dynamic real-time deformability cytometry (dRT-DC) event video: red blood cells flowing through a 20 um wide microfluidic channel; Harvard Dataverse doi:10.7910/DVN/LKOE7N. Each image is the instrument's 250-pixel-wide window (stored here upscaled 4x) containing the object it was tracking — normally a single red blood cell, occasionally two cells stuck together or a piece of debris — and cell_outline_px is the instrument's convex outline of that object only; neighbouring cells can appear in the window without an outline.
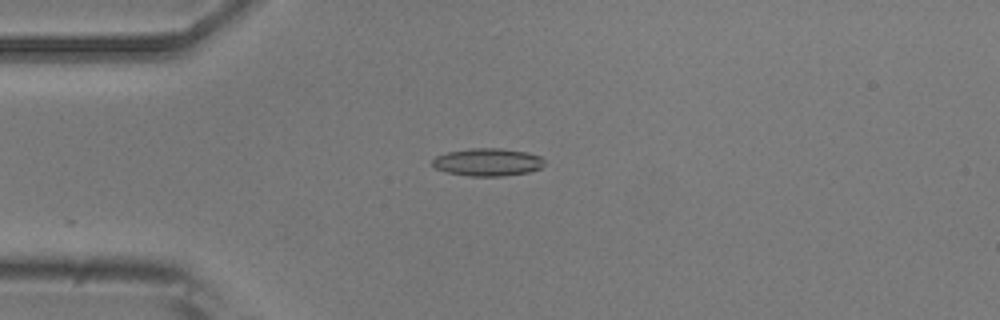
{"species": "common noctule bat (a hibernating species)", "species_latin": "Nyctalus noctula", "temperature_condition": "room temperature", "stored_images_in_passage": 5, "camera_frame_rate_fps": 3000, "um_per_image_px": 0.085, "animal": {"sex": "male", "body_mass_g": 20.5, "forearm_length_mm": 52.5}, "frame": {"image": 1, "passage_image": 3, "time_ms": 2.333, "image_size_px": [1000, 320], "cell_outline_px": [[544, 164], [540, 168], [528, 172], [504, 176], [468, 176], [448, 172], [436, 168], [432, 164], [432, 160], [436, 156], [448, 152], [472, 148], [500, 148], [528, 152], [540, 156], [544, 160]], "centroid_in_image_um": [41.47, 13.78], "position_along_channel_um": 43.5, "area_um2": 18.03}}
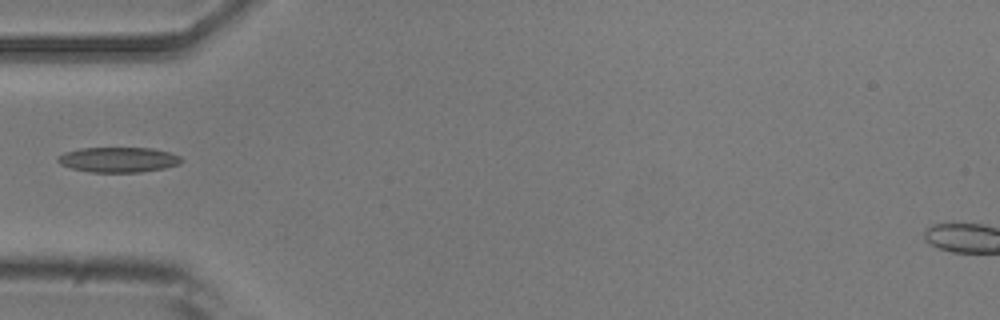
{"frame": {"image": 2, "passage_image": 4, "time_ms": 3.667, "image_size_px": [1000, 320], "cell_outline_px": [[184, 160], [180, 164], [164, 168], [140, 172], [92, 172], [72, 168], [60, 164], [56, 160], [56, 156], [64, 152], [80, 148], [152, 148], [168, 152], [180, 156]], "centroid_in_image_um": [10.05, 13.57], "position_along_channel_um": 75.0, "area_um2": 18.15}}
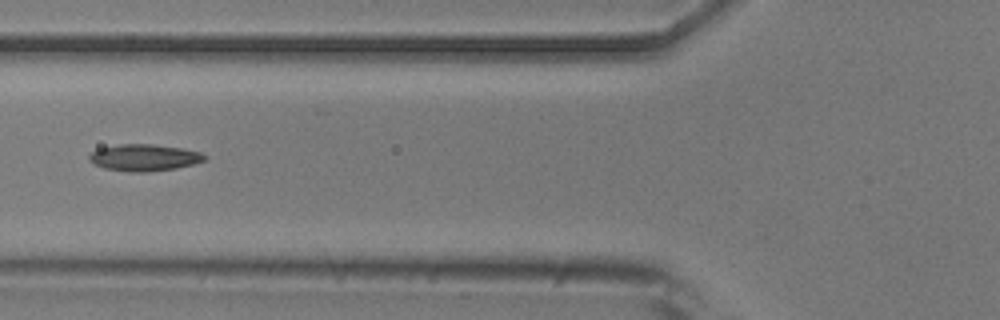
{"frame": {"image": 3, "passage_image": 5, "time_ms": 4.667, "image_size_px": [1000, 320], "cell_outline_px": [[208, 156], [204, 160], [192, 164], [176, 168], [144, 172], [132, 172], [104, 168], [88, 160], [88, 156], [92, 152], [100, 148], [120, 144], [152, 144], [180, 148], [200, 152]], "centroid_in_image_um": [12.25, 13.39], "position_along_channel_um": 113.6, "area_um2": 17.74}}